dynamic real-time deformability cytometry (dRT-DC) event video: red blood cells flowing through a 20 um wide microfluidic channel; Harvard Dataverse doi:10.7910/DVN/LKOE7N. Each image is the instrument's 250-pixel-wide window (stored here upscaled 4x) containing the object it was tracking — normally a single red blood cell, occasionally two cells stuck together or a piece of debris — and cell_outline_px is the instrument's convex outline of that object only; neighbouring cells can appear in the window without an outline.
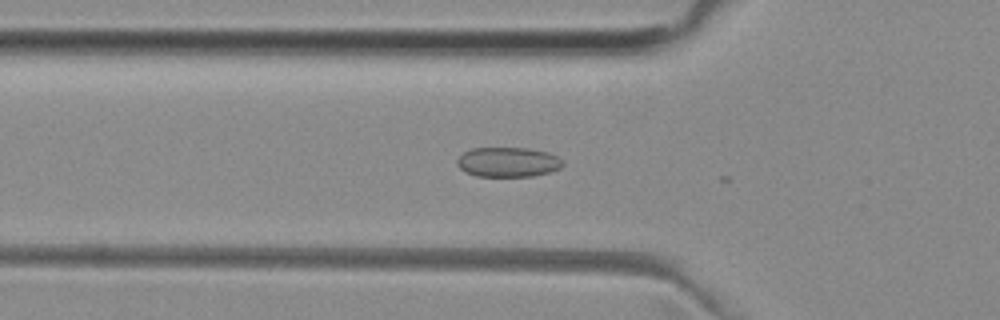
{"species": "common noctule bat (a hibernating species)", "species_latin": "Nyctalus noctula", "temperature_condition": "room temperature", "stored_images_in_passage": 16, "camera_frame_rate_fps": 3000, "um_per_image_px": 0.085, "animal": {"sex": "female", "body_mass_g": 29.2, "forearm_length_mm": 56.3}, "frame": {"image": 1, "passage_image": 15, "time_ms": 4.667, "image_size_px": [1000, 320], "cell_outline_px": [[564, 164], [560, 168], [548, 172], [532, 176], [476, 176], [460, 168], [456, 164], [456, 160], [464, 152], [472, 148], [528, 148], [548, 152], [556, 156]], "centroid_in_image_um": [43.16, 13.77], "position_along_channel_um": 82.6, "area_um2": 18.15}}